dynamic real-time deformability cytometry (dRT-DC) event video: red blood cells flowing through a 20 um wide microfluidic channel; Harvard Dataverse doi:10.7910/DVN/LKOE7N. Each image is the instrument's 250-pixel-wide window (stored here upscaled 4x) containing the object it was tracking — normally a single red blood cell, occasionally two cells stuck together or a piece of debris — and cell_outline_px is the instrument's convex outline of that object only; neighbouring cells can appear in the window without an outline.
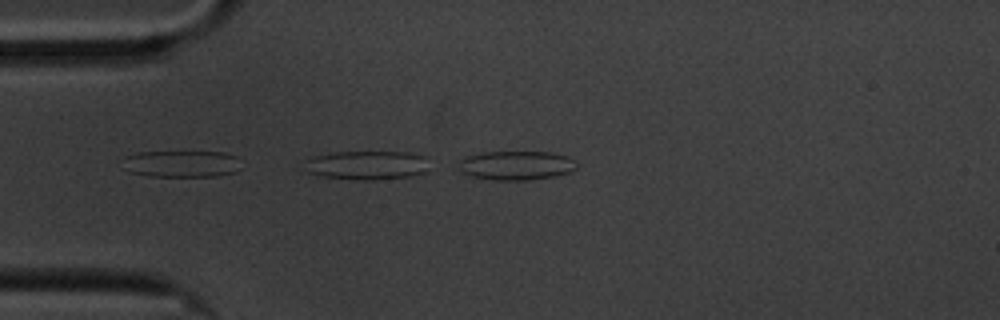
{"species": "common noctule bat (a hibernating species)", "species_latin": "Nyctalus noctula", "temperature_condition": "cold", "stored_images_in_passage": 2, "camera_frame_rate_fps": 3000, "um_per_image_px": 0.085, "animal": {"sex": "male", "body_mass_g": 20.1, "forearm_length_mm": 53.5}, "frame": {"image": 1, "passage_image": 2, "time_ms": 0.333, "image_size_px": [1000, 320], "cell_outline_px": [[576, 168], [568, 172], [556, 176], [532, 180], [492, 180], [468, 176], [460, 168], [460, 160], [464, 156], [484, 152], [552, 152], [568, 156], [576, 160]], "centroid_in_image_um": [43.9, 14.06], "position_along_channel_um": 41.1, "area_um2": 20.17}}